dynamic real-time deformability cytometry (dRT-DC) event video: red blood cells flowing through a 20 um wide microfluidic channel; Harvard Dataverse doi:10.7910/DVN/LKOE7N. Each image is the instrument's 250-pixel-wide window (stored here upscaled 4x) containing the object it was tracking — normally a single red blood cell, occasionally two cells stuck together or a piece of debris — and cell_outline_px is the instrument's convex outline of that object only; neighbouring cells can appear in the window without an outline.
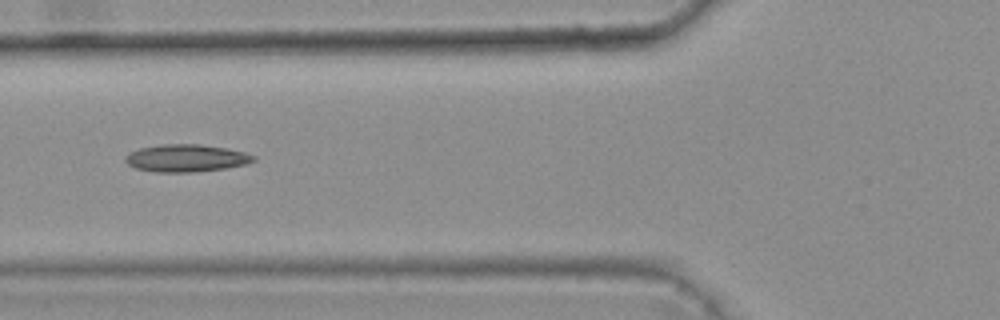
{"species": "common noctule bat (a hibernating species)", "species_latin": "Nyctalus noctula", "temperature_condition": "warm", "stored_images_in_passage": 7, "camera_frame_rate_fps": 3000, "um_per_image_px": 0.085, "animal": {"sex": "female", "body_mass_g": 25.1}, "frame": {"image": 1, "passage_image": 4, "time_ms": 1.0, "image_size_px": [1000, 320], "cell_outline_px": [[256, 160], [244, 164], [224, 168], [192, 172], [156, 172], [136, 168], [128, 164], [124, 160], [124, 156], [128, 152], [140, 148], [160, 144], [200, 144], [228, 148], [244, 152], [256, 156]], "centroid_in_image_um": [15.79, 13.43], "position_along_channel_um": 110.0, "area_um2": 20.52}}
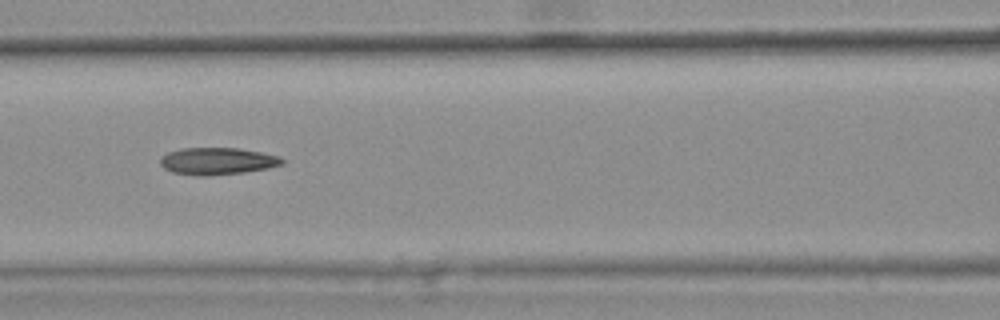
{"frame": {"image": 2, "passage_image": 5, "time_ms": 1.333, "image_size_px": [1000, 320], "cell_outline_px": [[284, 164], [268, 168], [244, 172], [204, 176], [200, 176], [172, 172], [164, 168], [160, 164], [160, 156], [168, 152], [180, 148], [236, 148], [260, 152], [280, 156], [284, 160]], "centroid_in_image_um": [18.46, 13.69], "position_along_channel_um": 148.1, "area_um2": 19.25}}